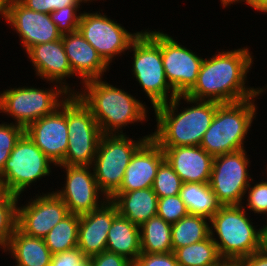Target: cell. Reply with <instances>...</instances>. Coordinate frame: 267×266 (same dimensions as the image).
I'll return each mask as SVG.
<instances>
[{
  "mask_svg": "<svg viewBox=\"0 0 267 266\" xmlns=\"http://www.w3.org/2000/svg\"><path fill=\"white\" fill-rule=\"evenodd\" d=\"M253 53L248 47L219 51L204 58L194 86L185 94L196 100L219 103L238 102L255 97L261 88L246 85L253 65ZM250 70V71H249Z\"/></svg>",
  "mask_w": 267,
  "mask_h": 266,
  "instance_id": "obj_1",
  "label": "cell"
},
{
  "mask_svg": "<svg viewBox=\"0 0 267 266\" xmlns=\"http://www.w3.org/2000/svg\"><path fill=\"white\" fill-rule=\"evenodd\" d=\"M190 106L180 108L181 100ZM220 103L177 95L168 103L155 107L156 129L151 138L160 147L200 146ZM180 110V111H178Z\"/></svg>",
  "mask_w": 267,
  "mask_h": 266,
  "instance_id": "obj_2",
  "label": "cell"
},
{
  "mask_svg": "<svg viewBox=\"0 0 267 266\" xmlns=\"http://www.w3.org/2000/svg\"><path fill=\"white\" fill-rule=\"evenodd\" d=\"M81 85L83 88L78 89L77 95L90 108L102 134H123L128 125L148 121L145 102L124 89L103 81V78Z\"/></svg>",
  "mask_w": 267,
  "mask_h": 266,
  "instance_id": "obj_3",
  "label": "cell"
},
{
  "mask_svg": "<svg viewBox=\"0 0 267 266\" xmlns=\"http://www.w3.org/2000/svg\"><path fill=\"white\" fill-rule=\"evenodd\" d=\"M266 89L267 85L250 99L220 103L200 146L213 157L245 149L246 136L258 114L256 98Z\"/></svg>",
  "mask_w": 267,
  "mask_h": 266,
  "instance_id": "obj_4",
  "label": "cell"
},
{
  "mask_svg": "<svg viewBox=\"0 0 267 266\" xmlns=\"http://www.w3.org/2000/svg\"><path fill=\"white\" fill-rule=\"evenodd\" d=\"M243 205L221 206L210 218V236L224 261L238 262L262 248V228Z\"/></svg>",
  "mask_w": 267,
  "mask_h": 266,
  "instance_id": "obj_5",
  "label": "cell"
},
{
  "mask_svg": "<svg viewBox=\"0 0 267 266\" xmlns=\"http://www.w3.org/2000/svg\"><path fill=\"white\" fill-rule=\"evenodd\" d=\"M129 50L133 51L132 75L150 100L152 108L175 98L177 94L168 83L164 72L161 31L143 30Z\"/></svg>",
  "mask_w": 267,
  "mask_h": 266,
  "instance_id": "obj_6",
  "label": "cell"
},
{
  "mask_svg": "<svg viewBox=\"0 0 267 266\" xmlns=\"http://www.w3.org/2000/svg\"><path fill=\"white\" fill-rule=\"evenodd\" d=\"M133 140L129 135L102 134L92 164L97 185L109 199L120 187L125 170L134 153L151 137Z\"/></svg>",
  "mask_w": 267,
  "mask_h": 266,
  "instance_id": "obj_7",
  "label": "cell"
},
{
  "mask_svg": "<svg viewBox=\"0 0 267 266\" xmlns=\"http://www.w3.org/2000/svg\"><path fill=\"white\" fill-rule=\"evenodd\" d=\"M53 165L56 167V164L24 133L16 142L0 172V188L20 198L27 187L50 176Z\"/></svg>",
  "mask_w": 267,
  "mask_h": 266,
  "instance_id": "obj_8",
  "label": "cell"
},
{
  "mask_svg": "<svg viewBox=\"0 0 267 266\" xmlns=\"http://www.w3.org/2000/svg\"><path fill=\"white\" fill-rule=\"evenodd\" d=\"M51 83L50 89L32 85L1 91L0 113L12 117L14 124L26 129L31 123L53 113L70 95L57 83Z\"/></svg>",
  "mask_w": 267,
  "mask_h": 266,
  "instance_id": "obj_9",
  "label": "cell"
},
{
  "mask_svg": "<svg viewBox=\"0 0 267 266\" xmlns=\"http://www.w3.org/2000/svg\"><path fill=\"white\" fill-rule=\"evenodd\" d=\"M68 147L59 165L92 166L102 136L90 108L77 94L67 97Z\"/></svg>",
  "mask_w": 267,
  "mask_h": 266,
  "instance_id": "obj_10",
  "label": "cell"
},
{
  "mask_svg": "<svg viewBox=\"0 0 267 266\" xmlns=\"http://www.w3.org/2000/svg\"><path fill=\"white\" fill-rule=\"evenodd\" d=\"M246 148L214 157L209 186L221 206L241 205L252 176Z\"/></svg>",
  "mask_w": 267,
  "mask_h": 266,
  "instance_id": "obj_11",
  "label": "cell"
},
{
  "mask_svg": "<svg viewBox=\"0 0 267 266\" xmlns=\"http://www.w3.org/2000/svg\"><path fill=\"white\" fill-rule=\"evenodd\" d=\"M78 30L109 66L116 56L120 57L126 51L128 54L132 42L143 31L129 32L122 24L100 11H83Z\"/></svg>",
  "mask_w": 267,
  "mask_h": 266,
  "instance_id": "obj_12",
  "label": "cell"
},
{
  "mask_svg": "<svg viewBox=\"0 0 267 266\" xmlns=\"http://www.w3.org/2000/svg\"><path fill=\"white\" fill-rule=\"evenodd\" d=\"M57 167L65 169L63 171L66 172V179L63 187L53 192L65 203L69 213H89L109 200L97 185L92 166Z\"/></svg>",
  "mask_w": 267,
  "mask_h": 266,
  "instance_id": "obj_13",
  "label": "cell"
},
{
  "mask_svg": "<svg viewBox=\"0 0 267 266\" xmlns=\"http://www.w3.org/2000/svg\"><path fill=\"white\" fill-rule=\"evenodd\" d=\"M161 54L168 83L177 95H185L196 83L204 58L162 30Z\"/></svg>",
  "mask_w": 267,
  "mask_h": 266,
  "instance_id": "obj_14",
  "label": "cell"
},
{
  "mask_svg": "<svg viewBox=\"0 0 267 266\" xmlns=\"http://www.w3.org/2000/svg\"><path fill=\"white\" fill-rule=\"evenodd\" d=\"M35 195L24 205L18 200L17 228L27 236L44 238L69 212L53 191Z\"/></svg>",
  "mask_w": 267,
  "mask_h": 266,
  "instance_id": "obj_15",
  "label": "cell"
},
{
  "mask_svg": "<svg viewBox=\"0 0 267 266\" xmlns=\"http://www.w3.org/2000/svg\"><path fill=\"white\" fill-rule=\"evenodd\" d=\"M25 133L56 166L59 165L68 147L67 98L53 113L31 123Z\"/></svg>",
  "mask_w": 267,
  "mask_h": 266,
  "instance_id": "obj_16",
  "label": "cell"
},
{
  "mask_svg": "<svg viewBox=\"0 0 267 266\" xmlns=\"http://www.w3.org/2000/svg\"><path fill=\"white\" fill-rule=\"evenodd\" d=\"M8 24L19 35V42L25 53L34 45L52 42L62 37L50 14L28 9L19 0L11 2Z\"/></svg>",
  "mask_w": 267,
  "mask_h": 266,
  "instance_id": "obj_17",
  "label": "cell"
},
{
  "mask_svg": "<svg viewBox=\"0 0 267 266\" xmlns=\"http://www.w3.org/2000/svg\"><path fill=\"white\" fill-rule=\"evenodd\" d=\"M27 56L35 69L36 77L44 81L55 82L69 94H77L71 88L67 78H73V74L67 55L64 50L62 38L52 42L34 45L27 52Z\"/></svg>",
  "mask_w": 267,
  "mask_h": 266,
  "instance_id": "obj_18",
  "label": "cell"
},
{
  "mask_svg": "<svg viewBox=\"0 0 267 266\" xmlns=\"http://www.w3.org/2000/svg\"><path fill=\"white\" fill-rule=\"evenodd\" d=\"M117 215V207L111 200L89 213L80 215L77 248L85 257L106 251L108 231Z\"/></svg>",
  "mask_w": 267,
  "mask_h": 266,
  "instance_id": "obj_19",
  "label": "cell"
},
{
  "mask_svg": "<svg viewBox=\"0 0 267 266\" xmlns=\"http://www.w3.org/2000/svg\"><path fill=\"white\" fill-rule=\"evenodd\" d=\"M61 38L70 68L80 83L103 78L110 66L79 30L64 34Z\"/></svg>",
  "mask_w": 267,
  "mask_h": 266,
  "instance_id": "obj_20",
  "label": "cell"
},
{
  "mask_svg": "<svg viewBox=\"0 0 267 266\" xmlns=\"http://www.w3.org/2000/svg\"><path fill=\"white\" fill-rule=\"evenodd\" d=\"M165 160L163 149L150 137L133 155L119 189L130 192L151 188L160 164Z\"/></svg>",
  "mask_w": 267,
  "mask_h": 266,
  "instance_id": "obj_21",
  "label": "cell"
},
{
  "mask_svg": "<svg viewBox=\"0 0 267 266\" xmlns=\"http://www.w3.org/2000/svg\"><path fill=\"white\" fill-rule=\"evenodd\" d=\"M161 148L183 183H209L214 157L201 146Z\"/></svg>",
  "mask_w": 267,
  "mask_h": 266,
  "instance_id": "obj_22",
  "label": "cell"
},
{
  "mask_svg": "<svg viewBox=\"0 0 267 266\" xmlns=\"http://www.w3.org/2000/svg\"><path fill=\"white\" fill-rule=\"evenodd\" d=\"M109 200L116 205L120 216L138 226L157 215L158 196L152 187L115 192Z\"/></svg>",
  "mask_w": 267,
  "mask_h": 266,
  "instance_id": "obj_23",
  "label": "cell"
},
{
  "mask_svg": "<svg viewBox=\"0 0 267 266\" xmlns=\"http://www.w3.org/2000/svg\"><path fill=\"white\" fill-rule=\"evenodd\" d=\"M3 250L15 259L13 266H50L53 255L43 238L27 236L18 228Z\"/></svg>",
  "mask_w": 267,
  "mask_h": 266,
  "instance_id": "obj_24",
  "label": "cell"
},
{
  "mask_svg": "<svg viewBox=\"0 0 267 266\" xmlns=\"http://www.w3.org/2000/svg\"><path fill=\"white\" fill-rule=\"evenodd\" d=\"M106 251L121 255L134 263L141 254L140 226L118 214L108 231Z\"/></svg>",
  "mask_w": 267,
  "mask_h": 266,
  "instance_id": "obj_25",
  "label": "cell"
},
{
  "mask_svg": "<svg viewBox=\"0 0 267 266\" xmlns=\"http://www.w3.org/2000/svg\"><path fill=\"white\" fill-rule=\"evenodd\" d=\"M172 224L159 216L151 217L140 226L141 253H170L173 251Z\"/></svg>",
  "mask_w": 267,
  "mask_h": 266,
  "instance_id": "obj_26",
  "label": "cell"
},
{
  "mask_svg": "<svg viewBox=\"0 0 267 266\" xmlns=\"http://www.w3.org/2000/svg\"><path fill=\"white\" fill-rule=\"evenodd\" d=\"M179 195L189 214L210 219L221 207L209 183H183Z\"/></svg>",
  "mask_w": 267,
  "mask_h": 266,
  "instance_id": "obj_27",
  "label": "cell"
},
{
  "mask_svg": "<svg viewBox=\"0 0 267 266\" xmlns=\"http://www.w3.org/2000/svg\"><path fill=\"white\" fill-rule=\"evenodd\" d=\"M209 236L210 219L201 215L188 214L172 224L173 251L177 248L203 241Z\"/></svg>",
  "mask_w": 267,
  "mask_h": 266,
  "instance_id": "obj_28",
  "label": "cell"
},
{
  "mask_svg": "<svg viewBox=\"0 0 267 266\" xmlns=\"http://www.w3.org/2000/svg\"><path fill=\"white\" fill-rule=\"evenodd\" d=\"M173 253L179 266H220L224 262L211 236L203 241L177 248Z\"/></svg>",
  "mask_w": 267,
  "mask_h": 266,
  "instance_id": "obj_29",
  "label": "cell"
},
{
  "mask_svg": "<svg viewBox=\"0 0 267 266\" xmlns=\"http://www.w3.org/2000/svg\"><path fill=\"white\" fill-rule=\"evenodd\" d=\"M80 215L69 213L43 238L52 254L77 248Z\"/></svg>",
  "mask_w": 267,
  "mask_h": 266,
  "instance_id": "obj_30",
  "label": "cell"
},
{
  "mask_svg": "<svg viewBox=\"0 0 267 266\" xmlns=\"http://www.w3.org/2000/svg\"><path fill=\"white\" fill-rule=\"evenodd\" d=\"M18 200V196L0 191V249L2 251L17 228Z\"/></svg>",
  "mask_w": 267,
  "mask_h": 266,
  "instance_id": "obj_31",
  "label": "cell"
},
{
  "mask_svg": "<svg viewBox=\"0 0 267 266\" xmlns=\"http://www.w3.org/2000/svg\"><path fill=\"white\" fill-rule=\"evenodd\" d=\"M182 185L183 182L178 174L169 163L164 160L158 167L152 186L158 198L179 195Z\"/></svg>",
  "mask_w": 267,
  "mask_h": 266,
  "instance_id": "obj_32",
  "label": "cell"
},
{
  "mask_svg": "<svg viewBox=\"0 0 267 266\" xmlns=\"http://www.w3.org/2000/svg\"><path fill=\"white\" fill-rule=\"evenodd\" d=\"M25 133V129L19 125L2 121L0 124V172L3 170L6 160L16 142Z\"/></svg>",
  "mask_w": 267,
  "mask_h": 266,
  "instance_id": "obj_33",
  "label": "cell"
},
{
  "mask_svg": "<svg viewBox=\"0 0 267 266\" xmlns=\"http://www.w3.org/2000/svg\"><path fill=\"white\" fill-rule=\"evenodd\" d=\"M254 181L255 180L252 178L248 188L245 191V194L247 195H245L244 198L247 202L243 201L242 205L244 209H247L246 211H252L255 214H263V216L265 214V216H267V181L261 180L259 183H255ZM244 203H247V208L244 206Z\"/></svg>",
  "mask_w": 267,
  "mask_h": 266,
  "instance_id": "obj_34",
  "label": "cell"
},
{
  "mask_svg": "<svg viewBox=\"0 0 267 266\" xmlns=\"http://www.w3.org/2000/svg\"><path fill=\"white\" fill-rule=\"evenodd\" d=\"M188 209L180 195L158 198L157 216L173 224L188 215Z\"/></svg>",
  "mask_w": 267,
  "mask_h": 266,
  "instance_id": "obj_35",
  "label": "cell"
},
{
  "mask_svg": "<svg viewBox=\"0 0 267 266\" xmlns=\"http://www.w3.org/2000/svg\"><path fill=\"white\" fill-rule=\"evenodd\" d=\"M79 8L80 6H65L50 14L51 20L57 25V29L62 35L78 30L82 14L79 12Z\"/></svg>",
  "mask_w": 267,
  "mask_h": 266,
  "instance_id": "obj_36",
  "label": "cell"
},
{
  "mask_svg": "<svg viewBox=\"0 0 267 266\" xmlns=\"http://www.w3.org/2000/svg\"><path fill=\"white\" fill-rule=\"evenodd\" d=\"M28 9L51 14L65 6H82L81 0H19Z\"/></svg>",
  "mask_w": 267,
  "mask_h": 266,
  "instance_id": "obj_37",
  "label": "cell"
},
{
  "mask_svg": "<svg viewBox=\"0 0 267 266\" xmlns=\"http://www.w3.org/2000/svg\"><path fill=\"white\" fill-rule=\"evenodd\" d=\"M133 266H179V264L172 251L170 253L155 254L141 253L133 263Z\"/></svg>",
  "mask_w": 267,
  "mask_h": 266,
  "instance_id": "obj_38",
  "label": "cell"
},
{
  "mask_svg": "<svg viewBox=\"0 0 267 266\" xmlns=\"http://www.w3.org/2000/svg\"><path fill=\"white\" fill-rule=\"evenodd\" d=\"M93 266H133V263L127 258L104 251L90 257Z\"/></svg>",
  "mask_w": 267,
  "mask_h": 266,
  "instance_id": "obj_39",
  "label": "cell"
},
{
  "mask_svg": "<svg viewBox=\"0 0 267 266\" xmlns=\"http://www.w3.org/2000/svg\"><path fill=\"white\" fill-rule=\"evenodd\" d=\"M85 256L78 249L52 255L50 266H76Z\"/></svg>",
  "mask_w": 267,
  "mask_h": 266,
  "instance_id": "obj_40",
  "label": "cell"
},
{
  "mask_svg": "<svg viewBox=\"0 0 267 266\" xmlns=\"http://www.w3.org/2000/svg\"><path fill=\"white\" fill-rule=\"evenodd\" d=\"M238 262L241 266H267V252L261 248Z\"/></svg>",
  "mask_w": 267,
  "mask_h": 266,
  "instance_id": "obj_41",
  "label": "cell"
},
{
  "mask_svg": "<svg viewBox=\"0 0 267 266\" xmlns=\"http://www.w3.org/2000/svg\"><path fill=\"white\" fill-rule=\"evenodd\" d=\"M247 5L259 11V13H267V0H249Z\"/></svg>",
  "mask_w": 267,
  "mask_h": 266,
  "instance_id": "obj_42",
  "label": "cell"
},
{
  "mask_svg": "<svg viewBox=\"0 0 267 266\" xmlns=\"http://www.w3.org/2000/svg\"><path fill=\"white\" fill-rule=\"evenodd\" d=\"M12 0H0V15L4 18L5 22L9 20L10 5Z\"/></svg>",
  "mask_w": 267,
  "mask_h": 266,
  "instance_id": "obj_43",
  "label": "cell"
},
{
  "mask_svg": "<svg viewBox=\"0 0 267 266\" xmlns=\"http://www.w3.org/2000/svg\"><path fill=\"white\" fill-rule=\"evenodd\" d=\"M220 1H221L220 5H222L223 8H227V7L229 8V6H231L232 4L236 5L237 3H241L242 1L247 4L249 0H220Z\"/></svg>",
  "mask_w": 267,
  "mask_h": 266,
  "instance_id": "obj_44",
  "label": "cell"
},
{
  "mask_svg": "<svg viewBox=\"0 0 267 266\" xmlns=\"http://www.w3.org/2000/svg\"><path fill=\"white\" fill-rule=\"evenodd\" d=\"M262 228V249L267 252V226H261Z\"/></svg>",
  "mask_w": 267,
  "mask_h": 266,
  "instance_id": "obj_45",
  "label": "cell"
},
{
  "mask_svg": "<svg viewBox=\"0 0 267 266\" xmlns=\"http://www.w3.org/2000/svg\"><path fill=\"white\" fill-rule=\"evenodd\" d=\"M76 266H93L90 257H84Z\"/></svg>",
  "mask_w": 267,
  "mask_h": 266,
  "instance_id": "obj_46",
  "label": "cell"
},
{
  "mask_svg": "<svg viewBox=\"0 0 267 266\" xmlns=\"http://www.w3.org/2000/svg\"><path fill=\"white\" fill-rule=\"evenodd\" d=\"M220 266H241L239 262L224 261Z\"/></svg>",
  "mask_w": 267,
  "mask_h": 266,
  "instance_id": "obj_47",
  "label": "cell"
},
{
  "mask_svg": "<svg viewBox=\"0 0 267 266\" xmlns=\"http://www.w3.org/2000/svg\"><path fill=\"white\" fill-rule=\"evenodd\" d=\"M81 1H82V3H85V4H86V3L88 2V4H89V3H91V2H93V1H95V0H81ZM96 1H97V0H96Z\"/></svg>",
  "mask_w": 267,
  "mask_h": 266,
  "instance_id": "obj_48",
  "label": "cell"
}]
</instances>
